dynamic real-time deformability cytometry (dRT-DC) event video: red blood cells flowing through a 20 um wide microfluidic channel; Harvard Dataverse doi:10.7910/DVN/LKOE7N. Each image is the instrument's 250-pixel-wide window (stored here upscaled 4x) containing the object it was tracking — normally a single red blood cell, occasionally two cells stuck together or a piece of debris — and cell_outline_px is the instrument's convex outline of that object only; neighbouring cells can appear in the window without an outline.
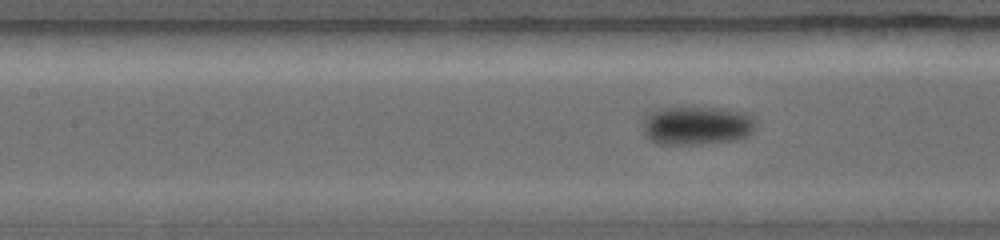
{"species": "common noctule bat (a hibernating species)", "species_latin": "Nyctalus noctula", "temperature_condition": "warm", "stored_images_in_passage": 30, "camera_frame_rate_fps": 5000, "um_per_image_px": 0.085, "animal": {"sex": "female", "body_mass_g": 19.0, "forearm_length_mm": 56.7}, "frame": {"image": 1, "passage_image": 5, "time_ms": 0.8, "image_size_px": [1000, 240], "cell_outline_px": [[756, 124], [752, 132], [736, 140], [700, 144], [656, 144], [648, 140], [644, 136], [644, 112], [660, 108], [720, 108], [744, 112], [752, 116], [756, 120]], "centroid_in_image_um": [59.18, 10.67], "position_along_channel_um": 148.2, "area_um2": 25.72}}
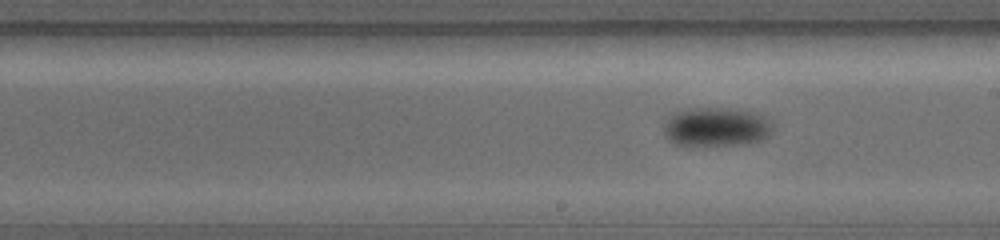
{"frame": {"image": 2, "passage_image": 13, "time_ms": 2.4, "image_size_px": [1000, 240], "cell_outline_px": [[776, 128], [768, 136], [760, 140], [744, 144], [676, 144], [664, 136], [664, 124], [668, 116], [672, 112], [688, 108], [736, 108], [756, 112], [768, 116]], "centroid_in_image_um": [60.94, 10.74], "position_along_channel_um": 228.1, "area_um2": 25.14}}
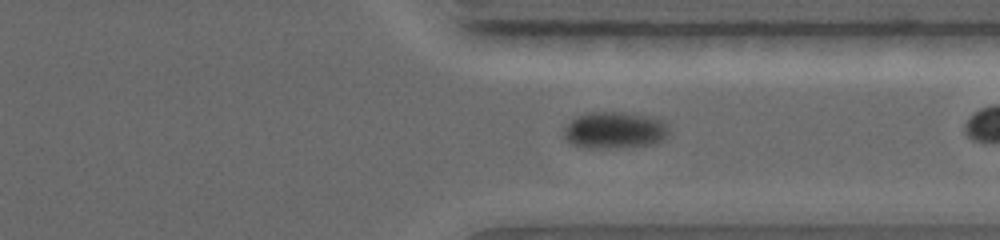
{"frame": {"image": 3, "passage_image": 26, "time_ms": 5.0, "image_size_px": [1000, 240], "cell_outline_px": [[668, 136], [664, 140], [652, 144], [616, 148], [588, 148], [572, 144], [564, 136], [564, 128], [572, 120], [588, 112], [624, 112], [648, 116], [660, 120], [668, 124]], "centroid_in_image_um": [52.27, 11.07], "position_along_channel_um": 359.1, "area_um2": 22.43}}